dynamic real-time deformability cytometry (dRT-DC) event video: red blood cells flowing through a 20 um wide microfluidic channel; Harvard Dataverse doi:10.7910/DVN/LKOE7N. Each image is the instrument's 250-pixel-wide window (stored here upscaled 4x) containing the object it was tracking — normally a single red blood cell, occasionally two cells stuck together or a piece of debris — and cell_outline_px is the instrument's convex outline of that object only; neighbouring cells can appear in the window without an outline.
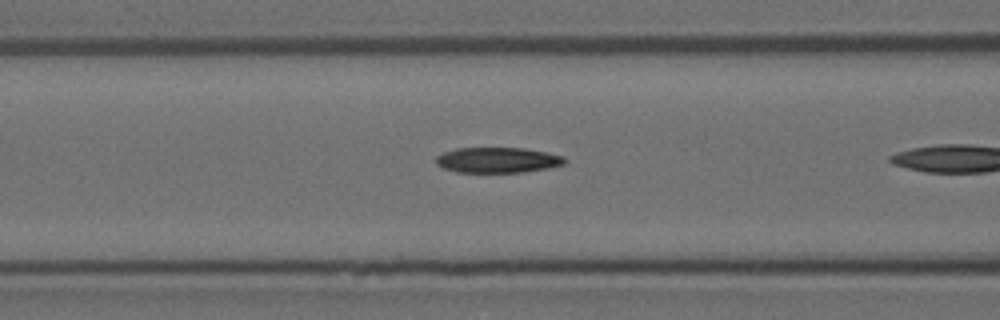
{"species": "Egyptian fruit bat (a non-hibernating species)", "species_latin": "Rousettus aegyptiacus", "temperature_condition": "room temperature", "stored_images_in_passage": 11, "camera_frame_rate_fps": 3000, "um_per_image_px": 0.085, "animal": {"sex": "female"}, "frame": {"image": 1, "passage_image": 7, "time_ms": 2.0, "image_size_px": [1000, 320], "cell_outline_px": [[568, 160], [564, 164], [548, 168], [524, 172], [456, 172], [444, 168], [436, 164], [436, 156], [444, 152], [456, 148], [524, 148], [564, 156]], "centroid_in_image_um": [42.3, 13.6], "position_along_channel_um": 124.3, "area_um2": 19.07}}
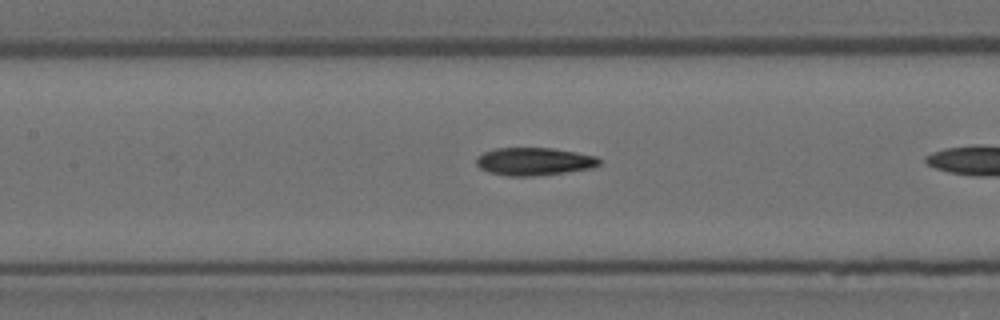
{"frame": {"image": 2, "passage_image": 10, "time_ms": 3.0, "image_size_px": [1000, 320], "cell_outline_px": [[600, 164], [592, 168], [536, 176], [508, 176], [488, 172], [480, 168], [476, 164], [476, 160], [484, 152], [496, 148], [552, 148], [576, 152], [596, 156], [600, 160]], "centroid_in_image_um": [45.4, 13.73], "position_along_channel_um": 162.0, "area_um2": 19.83}}